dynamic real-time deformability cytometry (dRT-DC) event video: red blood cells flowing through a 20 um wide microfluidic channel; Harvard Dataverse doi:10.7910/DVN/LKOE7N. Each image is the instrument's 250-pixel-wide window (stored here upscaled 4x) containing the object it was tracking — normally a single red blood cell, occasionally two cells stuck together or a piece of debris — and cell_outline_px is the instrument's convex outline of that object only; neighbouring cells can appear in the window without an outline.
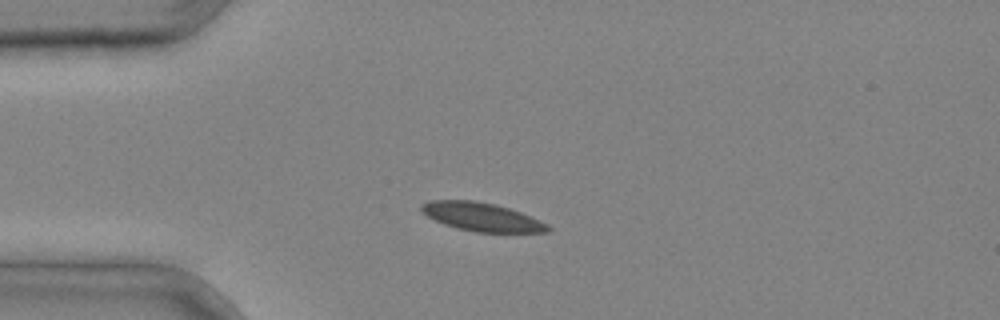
{"species": "common noctule bat (a hibernating species)", "species_latin": "Nyctalus noctula", "temperature_condition": "cold", "stored_images_in_passage": 5, "camera_frame_rate_fps": 3000, "um_per_image_px": 0.085, "animal": {"sex": "male", "body_mass_g": 20.4}, "frame": {"image": 1, "passage_image": 4, "time_ms": 1.0, "image_size_px": [1000, 320], "cell_outline_px": [[552, 228], [548, 232], [476, 232], [456, 228], [444, 224], [420, 212], [420, 204], [432, 200], [476, 200], [496, 204], [520, 212], [548, 224]], "centroid_in_image_um": [40.93, 18.43], "position_along_channel_um": 44.1, "area_um2": 20.98}}